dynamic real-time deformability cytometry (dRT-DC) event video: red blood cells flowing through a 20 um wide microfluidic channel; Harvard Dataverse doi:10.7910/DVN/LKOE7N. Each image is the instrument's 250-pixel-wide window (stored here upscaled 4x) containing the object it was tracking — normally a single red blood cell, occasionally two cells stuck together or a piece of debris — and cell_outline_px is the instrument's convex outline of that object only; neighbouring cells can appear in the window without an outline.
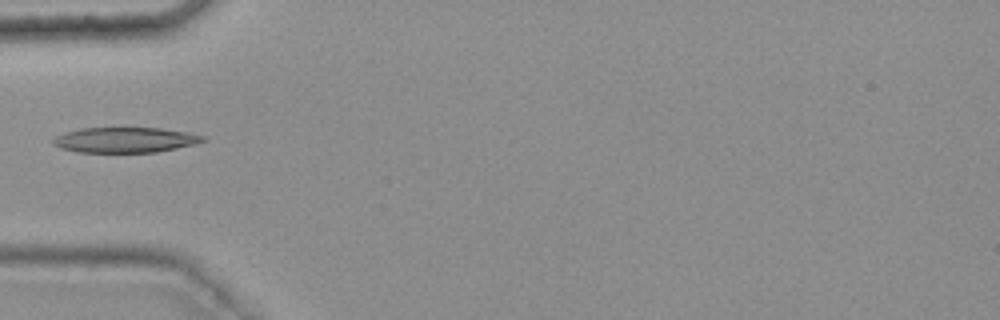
{"species": "common noctule bat (a hibernating species)", "species_latin": "Nyctalus noctula", "temperature_condition": "warm", "stored_images_in_passage": 31, "camera_frame_rate_fps": 3000, "um_per_image_px": 0.085, "animal": {"sex": "female", "body_mass_g": 25.1}, "frame": {"image": 1, "passage_image": 1, "time_ms": 0.0, "image_size_px": [1000, 320], "cell_outline_px": [[208, 140], [196, 144], [156, 152], [76, 152], [60, 148], [52, 144], [52, 140], [56, 136], [64, 132], [80, 128], [160, 128], [184, 132], [204, 136]], "centroid_in_image_um": [10.6, 11.89], "position_along_channel_um": 74.4, "area_um2": 22.08}}
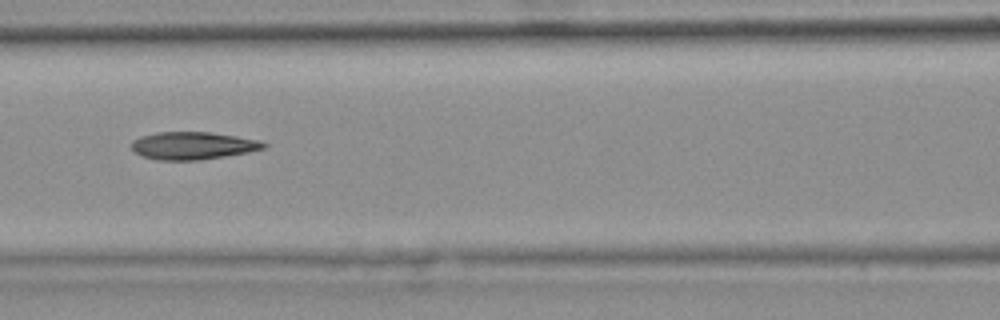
{"frame": {"image": 2, "passage_image": 7, "time_ms": 2.0, "image_size_px": [1000, 320], "cell_outline_px": [[268, 144], [264, 148], [248, 152], [200, 160], [156, 160], [140, 156], [128, 144], [132, 140], [140, 136], [156, 132], [208, 132], [236, 136], [260, 140]], "centroid_in_image_um": [16.34, 12.38], "position_along_channel_um": 150.3, "area_um2": 21.39}}
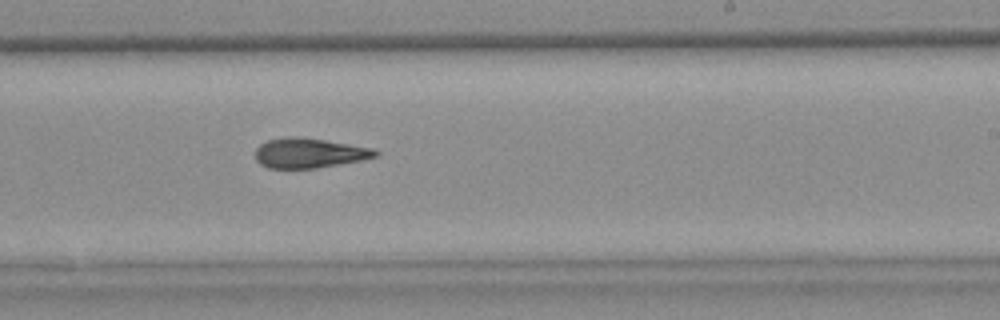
{"frame": {"image": 3, "passage_image": 16, "time_ms": 5.0, "image_size_px": [1000, 320], "cell_outline_px": [[380, 152], [376, 156], [360, 160], [316, 168], [268, 168], [260, 164], [256, 160], [256, 148], [260, 144], [268, 140], [288, 136], [296, 136], [324, 140], [372, 148]], "centroid_in_image_um": [26.24, 13.0], "position_along_channel_um": 262.8, "area_um2": 20.63}}